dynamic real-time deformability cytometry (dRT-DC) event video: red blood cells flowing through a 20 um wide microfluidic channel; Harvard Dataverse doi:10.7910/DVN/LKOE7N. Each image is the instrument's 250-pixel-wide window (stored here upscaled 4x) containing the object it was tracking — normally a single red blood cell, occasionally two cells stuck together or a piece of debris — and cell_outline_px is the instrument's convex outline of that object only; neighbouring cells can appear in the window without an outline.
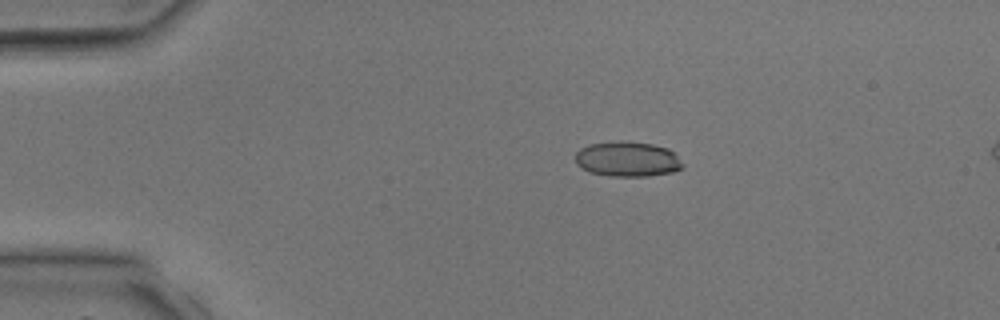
{"species": "common noctule bat (a hibernating species)", "species_latin": "Nyctalus noctula", "temperature_condition": "room temperature", "stored_images_in_passage": 4, "camera_frame_rate_fps": 3000, "um_per_image_px": 0.085, "animal": {"sex": "male", "body_mass_g": 17.9, "forearm_length_mm": 54.2}, "frame": {"image": 1, "passage_image": 2, "time_ms": 1.333, "image_size_px": [1000, 320], "cell_outline_px": [[684, 164], [680, 168], [672, 172], [648, 176], [608, 176], [588, 172], [576, 164], [576, 152], [580, 148], [588, 144], [652, 144], [668, 148]], "centroid_in_image_um": [53.32, 13.58], "position_along_channel_um": 31.7, "area_um2": 21.1}}